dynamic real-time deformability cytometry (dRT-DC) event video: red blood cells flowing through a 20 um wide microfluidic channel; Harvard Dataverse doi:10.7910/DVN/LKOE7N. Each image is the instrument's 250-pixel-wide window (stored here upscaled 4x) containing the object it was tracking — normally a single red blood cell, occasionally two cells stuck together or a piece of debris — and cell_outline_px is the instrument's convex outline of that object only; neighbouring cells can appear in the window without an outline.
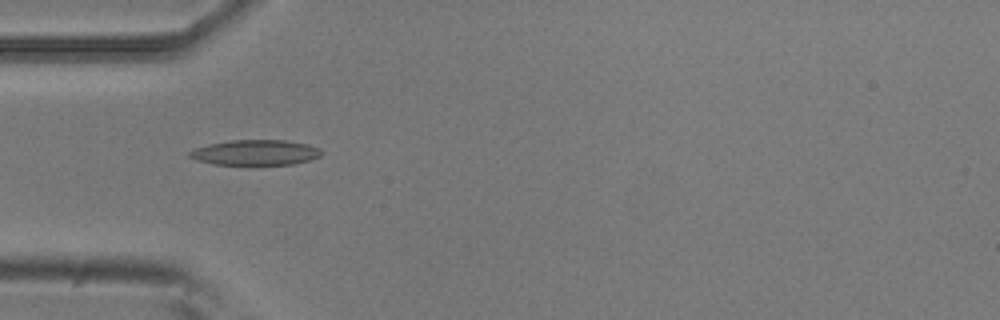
{"species": "common noctule bat (a hibernating species)", "species_latin": "Nyctalus noctula", "temperature_condition": "room temperature", "stored_images_in_passage": 7, "camera_frame_rate_fps": 3000, "um_per_image_px": 0.085, "animal": {"sex": "male", "body_mass_g": 20.5, "forearm_length_mm": 52.5}, "frame": {"image": 1, "passage_image": 5, "time_ms": 1.333, "image_size_px": [1000, 320], "cell_outline_px": [[324, 152], [320, 156], [308, 160], [292, 164], [248, 168], [212, 164], [196, 160], [188, 156], [188, 152], [196, 148], [208, 144], [232, 140], [284, 140], [308, 144], [320, 148]], "centroid_in_image_um": [21.69, 13.02], "position_along_channel_um": 63.3, "area_um2": 20.52}}
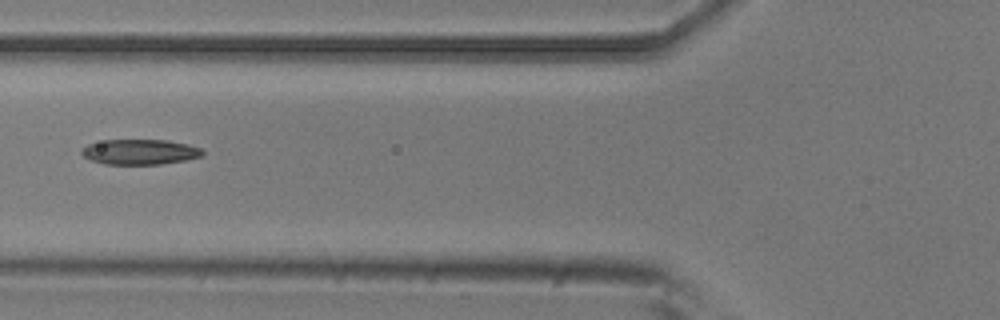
{"frame": {"image": 2, "passage_image": 6, "time_ms": 1.667, "image_size_px": [1000, 320], "cell_outline_px": [[204, 156], [184, 160], [160, 164], [104, 164], [92, 160], [84, 156], [80, 152], [88, 144], [104, 140], [168, 140], [188, 144], [200, 148], [204, 152]], "centroid_in_image_um": [11.92, 12.91], "position_along_channel_um": 113.9, "area_um2": 17.69}}
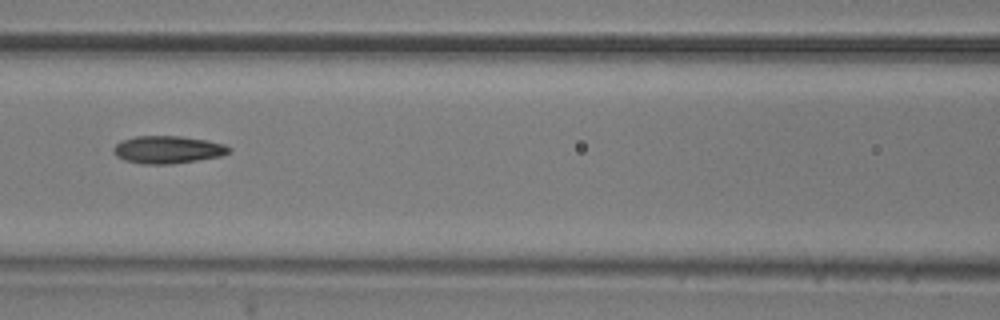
{"frame": {"image": 3, "passage_image": 7, "time_ms": 2.0, "image_size_px": [1000, 320], "cell_outline_px": [[232, 152], [220, 156], [196, 160], [168, 164], [144, 164], [124, 160], [116, 156], [112, 152], [112, 148], [120, 140], [136, 136], [180, 136], [208, 140], [224, 144], [232, 148]], "centroid_in_image_um": [14.24, 12.71], "position_along_channel_um": 152.4, "area_um2": 18.67}}